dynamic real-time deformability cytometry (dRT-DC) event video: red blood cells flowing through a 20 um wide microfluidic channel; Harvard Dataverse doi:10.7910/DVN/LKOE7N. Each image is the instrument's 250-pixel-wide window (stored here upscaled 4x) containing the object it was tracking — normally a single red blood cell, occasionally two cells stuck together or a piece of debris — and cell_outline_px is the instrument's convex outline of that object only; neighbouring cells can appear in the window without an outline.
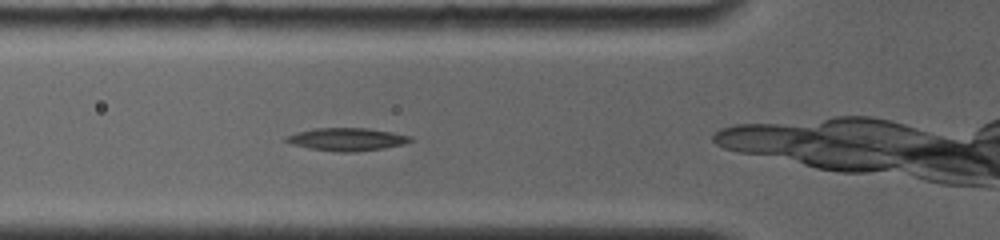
{"species": "common noctule bat (a hibernating species)", "species_latin": "Nyctalus noctula", "temperature_condition": "room temperature", "stored_images_in_passage": 2, "camera_frame_rate_fps": 4000, "um_per_image_px": 0.085, "animal": {"sex": "female", "body_mass_g": 19.0, "forearm_length_mm": 56.7}, "frame": {"image": 1, "passage_image": 2, "time_ms": 0.75, "image_size_px": [1000, 240], "cell_outline_px": [[416, 140], [404, 144], [384, 148], [356, 152], [340, 152], [308, 148], [292, 144], [284, 140], [284, 136], [296, 132], [312, 128], [368, 128], [392, 132], [412, 136]], "centroid_in_image_um": [29.5, 11.84], "position_along_channel_um": 96.3, "area_um2": 16.76}}